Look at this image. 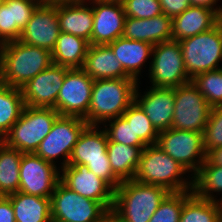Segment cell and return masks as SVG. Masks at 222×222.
I'll return each instance as SVG.
<instances>
[{
  "label": "cell",
  "mask_w": 222,
  "mask_h": 222,
  "mask_svg": "<svg viewBox=\"0 0 222 222\" xmlns=\"http://www.w3.org/2000/svg\"><path fill=\"white\" fill-rule=\"evenodd\" d=\"M16 222H52L51 198L16 192L8 195Z\"/></svg>",
  "instance_id": "obj_26"
},
{
  "label": "cell",
  "mask_w": 222,
  "mask_h": 222,
  "mask_svg": "<svg viewBox=\"0 0 222 222\" xmlns=\"http://www.w3.org/2000/svg\"><path fill=\"white\" fill-rule=\"evenodd\" d=\"M94 79L82 68L68 69L53 107L61 116L85 119L91 101Z\"/></svg>",
  "instance_id": "obj_14"
},
{
  "label": "cell",
  "mask_w": 222,
  "mask_h": 222,
  "mask_svg": "<svg viewBox=\"0 0 222 222\" xmlns=\"http://www.w3.org/2000/svg\"><path fill=\"white\" fill-rule=\"evenodd\" d=\"M191 6H203L215 11L218 15L221 12L222 6H216L219 0H189Z\"/></svg>",
  "instance_id": "obj_41"
},
{
  "label": "cell",
  "mask_w": 222,
  "mask_h": 222,
  "mask_svg": "<svg viewBox=\"0 0 222 222\" xmlns=\"http://www.w3.org/2000/svg\"><path fill=\"white\" fill-rule=\"evenodd\" d=\"M59 168L35 153H23L19 169V192L51 198L60 181Z\"/></svg>",
  "instance_id": "obj_13"
},
{
  "label": "cell",
  "mask_w": 222,
  "mask_h": 222,
  "mask_svg": "<svg viewBox=\"0 0 222 222\" xmlns=\"http://www.w3.org/2000/svg\"><path fill=\"white\" fill-rule=\"evenodd\" d=\"M122 117L127 122H131L134 135L138 136L147 146L157 144L159 132L136 101L127 108Z\"/></svg>",
  "instance_id": "obj_33"
},
{
  "label": "cell",
  "mask_w": 222,
  "mask_h": 222,
  "mask_svg": "<svg viewBox=\"0 0 222 222\" xmlns=\"http://www.w3.org/2000/svg\"><path fill=\"white\" fill-rule=\"evenodd\" d=\"M207 158L213 163L218 166H222V146L217 147L211 150L207 154Z\"/></svg>",
  "instance_id": "obj_42"
},
{
  "label": "cell",
  "mask_w": 222,
  "mask_h": 222,
  "mask_svg": "<svg viewBox=\"0 0 222 222\" xmlns=\"http://www.w3.org/2000/svg\"><path fill=\"white\" fill-rule=\"evenodd\" d=\"M87 2H123V0H86Z\"/></svg>",
  "instance_id": "obj_46"
},
{
  "label": "cell",
  "mask_w": 222,
  "mask_h": 222,
  "mask_svg": "<svg viewBox=\"0 0 222 222\" xmlns=\"http://www.w3.org/2000/svg\"><path fill=\"white\" fill-rule=\"evenodd\" d=\"M184 67L192 79L195 75L221 69L222 26L218 23L212 29L193 37L180 40Z\"/></svg>",
  "instance_id": "obj_7"
},
{
  "label": "cell",
  "mask_w": 222,
  "mask_h": 222,
  "mask_svg": "<svg viewBox=\"0 0 222 222\" xmlns=\"http://www.w3.org/2000/svg\"><path fill=\"white\" fill-rule=\"evenodd\" d=\"M99 222H121L113 212H108Z\"/></svg>",
  "instance_id": "obj_43"
},
{
  "label": "cell",
  "mask_w": 222,
  "mask_h": 222,
  "mask_svg": "<svg viewBox=\"0 0 222 222\" xmlns=\"http://www.w3.org/2000/svg\"><path fill=\"white\" fill-rule=\"evenodd\" d=\"M0 222H16L14 209L8 196H0Z\"/></svg>",
  "instance_id": "obj_40"
},
{
  "label": "cell",
  "mask_w": 222,
  "mask_h": 222,
  "mask_svg": "<svg viewBox=\"0 0 222 222\" xmlns=\"http://www.w3.org/2000/svg\"><path fill=\"white\" fill-rule=\"evenodd\" d=\"M107 122H109V125L104 123L103 126H105L103 129L107 134L108 141L135 147L147 146L138 136L134 135L131 122H127L122 116L113 118Z\"/></svg>",
  "instance_id": "obj_36"
},
{
  "label": "cell",
  "mask_w": 222,
  "mask_h": 222,
  "mask_svg": "<svg viewBox=\"0 0 222 222\" xmlns=\"http://www.w3.org/2000/svg\"><path fill=\"white\" fill-rule=\"evenodd\" d=\"M144 148L108 141L107 154L111 169L121 181L134 179Z\"/></svg>",
  "instance_id": "obj_28"
},
{
  "label": "cell",
  "mask_w": 222,
  "mask_h": 222,
  "mask_svg": "<svg viewBox=\"0 0 222 222\" xmlns=\"http://www.w3.org/2000/svg\"><path fill=\"white\" fill-rule=\"evenodd\" d=\"M192 194V190L170 192L159 204L149 222H179L183 204Z\"/></svg>",
  "instance_id": "obj_35"
},
{
  "label": "cell",
  "mask_w": 222,
  "mask_h": 222,
  "mask_svg": "<svg viewBox=\"0 0 222 222\" xmlns=\"http://www.w3.org/2000/svg\"><path fill=\"white\" fill-rule=\"evenodd\" d=\"M219 23H220L221 26H222V9H221V12H220V14H219Z\"/></svg>",
  "instance_id": "obj_48"
},
{
  "label": "cell",
  "mask_w": 222,
  "mask_h": 222,
  "mask_svg": "<svg viewBox=\"0 0 222 222\" xmlns=\"http://www.w3.org/2000/svg\"><path fill=\"white\" fill-rule=\"evenodd\" d=\"M172 28V18L165 14L148 19L126 17L122 37L154 46L172 40Z\"/></svg>",
  "instance_id": "obj_20"
},
{
  "label": "cell",
  "mask_w": 222,
  "mask_h": 222,
  "mask_svg": "<svg viewBox=\"0 0 222 222\" xmlns=\"http://www.w3.org/2000/svg\"><path fill=\"white\" fill-rule=\"evenodd\" d=\"M174 99L171 128L204 132L212 106L205 100L192 81L175 88Z\"/></svg>",
  "instance_id": "obj_12"
},
{
  "label": "cell",
  "mask_w": 222,
  "mask_h": 222,
  "mask_svg": "<svg viewBox=\"0 0 222 222\" xmlns=\"http://www.w3.org/2000/svg\"><path fill=\"white\" fill-rule=\"evenodd\" d=\"M59 115L54 108L25 106L20 118L1 141L22 153H35Z\"/></svg>",
  "instance_id": "obj_6"
},
{
  "label": "cell",
  "mask_w": 222,
  "mask_h": 222,
  "mask_svg": "<svg viewBox=\"0 0 222 222\" xmlns=\"http://www.w3.org/2000/svg\"><path fill=\"white\" fill-rule=\"evenodd\" d=\"M152 56L149 63L151 87L177 88L191 81L184 67L179 41L170 40L154 45Z\"/></svg>",
  "instance_id": "obj_8"
},
{
  "label": "cell",
  "mask_w": 222,
  "mask_h": 222,
  "mask_svg": "<svg viewBox=\"0 0 222 222\" xmlns=\"http://www.w3.org/2000/svg\"><path fill=\"white\" fill-rule=\"evenodd\" d=\"M161 3L163 14L171 17L172 19L182 12H184L188 7L191 6L189 0H159Z\"/></svg>",
  "instance_id": "obj_39"
},
{
  "label": "cell",
  "mask_w": 222,
  "mask_h": 222,
  "mask_svg": "<svg viewBox=\"0 0 222 222\" xmlns=\"http://www.w3.org/2000/svg\"><path fill=\"white\" fill-rule=\"evenodd\" d=\"M5 2V0H0V5H2Z\"/></svg>",
  "instance_id": "obj_50"
},
{
  "label": "cell",
  "mask_w": 222,
  "mask_h": 222,
  "mask_svg": "<svg viewBox=\"0 0 222 222\" xmlns=\"http://www.w3.org/2000/svg\"><path fill=\"white\" fill-rule=\"evenodd\" d=\"M52 64V54L45 48L27 45L20 40L5 43L2 84L22 88Z\"/></svg>",
  "instance_id": "obj_4"
},
{
  "label": "cell",
  "mask_w": 222,
  "mask_h": 222,
  "mask_svg": "<svg viewBox=\"0 0 222 222\" xmlns=\"http://www.w3.org/2000/svg\"><path fill=\"white\" fill-rule=\"evenodd\" d=\"M83 0H48V5H59V4H69V3H77Z\"/></svg>",
  "instance_id": "obj_44"
},
{
  "label": "cell",
  "mask_w": 222,
  "mask_h": 222,
  "mask_svg": "<svg viewBox=\"0 0 222 222\" xmlns=\"http://www.w3.org/2000/svg\"><path fill=\"white\" fill-rule=\"evenodd\" d=\"M138 82L133 78L94 80L87 117L90 126H99L122 116L135 101Z\"/></svg>",
  "instance_id": "obj_1"
},
{
  "label": "cell",
  "mask_w": 222,
  "mask_h": 222,
  "mask_svg": "<svg viewBox=\"0 0 222 222\" xmlns=\"http://www.w3.org/2000/svg\"><path fill=\"white\" fill-rule=\"evenodd\" d=\"M0 85H2V72H0Z\"/></svg>",
  "instance_id": "obj_49"
},
{
  "label": "cell",
  "mask_w": 222,
  "mask_h": 222,
  "mask_svg": "<svg viewBox=\"0 0 222 222\" xmlns=\"http://www.w3.org/2000/svg\"><path fill=\"white\" fill-rule=\"evenodd\" d=\"M22 152L0 141V196L19 191Z\"/></svg>",
  "instance_id": "obj_29"
},
{
  "label": "cell",
  "mask_w": 222,
  "mask_h": 222,
  "mask_svg": "<svg viewBox=\"0 0 222 222\" xmlns=\"http://www.w3.org/2000/svg\"><path fill=\"white\" fill-rule=\"evenodd\" d=\"M39 4L36 0H5L0 5V42L19 40L22 30Z\"/></svg>",
  "instance_id": "obj_21"
},
{
  "label": "cell",
  "mask_w": 222,
  "mask_h": 222,
  "mask_svg": "<svg viewBox=\"0 0 222 222\" xmlns=\"http://www.w3.org/2000/svg\"><path fill=\"white\" fill-rule=\"evenodd\" d=\"M25 106L21 88L0 85V140L20 118Z\"/></svg>",
  "instance_id": "obj_30"
},
{
  "label": "cell",
  "mask_w": 222,
  "mask_h": 222,
  "mask_svg": "<svg viewBox=\"0 0 222 222\" xmlns=\"http://www.w3.org/2000/svg\"><path fill=\"white\" fill-rule=\"evenodd\" d=\"M69 68L52 64L30 79L22 88L25 105L28 107L53 108Z\"/></svg>",
  "instance_id": "obj_16"
},
{
  "label": "cell",
  "mask_w": 222,
  "mask_h": 222,
  "mask_svg": "<svg viewBox=\"0 0 222 222\" xmlns=\"http://www.w3.org/2000/svg\"><path fill=\"white\" fill-rule=\"evenodd\" d=\"M169 193L161 186L125 180L114 190L112 212L121 222H149Z\"/></svg>",
  "instance_id": "obj_2"
},
{
  "label": "cell",
  "mask_w": 222,
  "mask_h": 222,
  "mask_svg": "<svg viewBox=\"0 0 222 222\" xmlns=\"http://www.w3.org/2000/svg\"><path fill=\"white\" fill-rule=\"evenodd\" d=\"M172 40L180 41L206 32L219 23V15L203 6H190L172 19Z\"/></svg>",
  "instance_id": "obj_22"
},
{
  "label": "cell",
  "mask_w": 222,
  "mask_h": 222,
  "mask_svg": "<svg viewBox=\"0 0 222 222\" xmlns=\"http://www.w3.org/2000/svg\"><path fill=\"white\" fill-rule=\"evenodd\" d=\"M87 126L88 123L83 118L59 115L35 154L54 165H57L55 160L60 156L63 158L60 168L67 166L74 145Z\"/></svg>",
  "instance_id": "obj_9"
},
{
  "label": "cell",
  "mask_w": 222,
  "mask_h": 222,
  "mask_svg": "<svg viewBox=\"0 0 222 222\" xmlns=\"http://www.w3.org/2000/svg\"><path fill=\"white\" fill-rule=\"evenodd\" d=\"M191 81L212 107L222 105V68L197 74Z\"/></svg>",
  "instance_id": "obj_34"
},
{
  "label": "cell",
  "mask_w": 222,
  "mask_h": 222,
  "mask_svg": "<svg viewBox=\"0 0 222 222\" xmlns=\"http://www.w3.org/2000/svg\"><path fill=\"white\" fill-rule=\"evenodd\" d=\"M193 193L203 199L219 201L213 193L222 192V166L213 164L208 158L203 162L197 173L193 176Z\"/></svg>",
  "instance_id": "obj_31"
},
{
  "label": "cell",
  "mask_w": 222,
  "mask_h": 222,
  "mask_svg": "<svg viewBox=\"0 0 222 222\" xmlns=\"http://www.w3.org/2000/svg\"><path fill=\"white\" fill-rule=\"evenodd\" d=\"M60 181L83 197L100 202L109 212L114 205V190L86 165L68 164L60 168Z\"/></svg>",
  "instance_id": "obj_15"
},
{
  "label": "cell",
  "mask_w": 222,
  "mask_h": 222,
  "mask_svg": "<svg viewBox=\"0 0 222 222\" xmlns=\"http://www.w3.org/2000/svg\"><path fill=\"white\" fill-rule=\"evenodd\" d=\"M186 173L189 172L156 144L142 150L134 180L181 192L193 189V177H184Z\"/></svg>",
  "instance_id": "obj_3"
},
{
  "label": "cell",
  "mask_w": 222,
  "mask_h": 222,
  "mask_svg": "<svg viewBox=\"0 0 222 222\" xmlns=\"http://www.w3.org/2000/svg\"><path fill=\"white\" fill-rule=\"evenodd\" d=\"M60 34L57 5L39 4L22 30L19 40L27 45L54 49Z\"/></svg>",
  "instance_id": "obj_17"
},
{
  "label": "cell",
  "mask_w": 222,
  "mask_h": 222,
  "mask_svg": "<svg viewBox=\"0 0 222 222\" xmlns=\"http://www.w3.org/2000/svg\"><path fill=\"white\" fill-rule=\"evenodd\" d=\"M139 83L135 90V101L144 110L158 132L172 126L175 88L151 87L141 96Z\"/></svg>",
  "instance_id": "obj_19"
},
{
  "label": "cell",
  "mask_w": 222,
  "mask_h": 222,
  "mask_svg": "<svg viewBox=\"0 0 222 222\" xmlns=\"http://www.w3.org/2000/svg\"><path fill=\"white\" fill-rule=\"evenodd\" d=\"M108 45L112 48L115 57L121 63L125 72L139 82L142 67L152 57L153 45L123 37L117 38Z\"/></svg>",
  "instance_id": "obj_25"
},
{
  "label": "cell",
  "mask_w": 222,
  "mask_h": 222,
  "mask_svg": "<svg viewBox=\"0 0 222 222\" xmlns=\"http://www.w3.org/2000/svg\"><path fill=\"white\" fill-rule=\"evenodd\" d=\"M108 212L100 202L79 195L61 181L51 196L52 222H99Z\"/></svg>",
  "instance_id": "obj_10"
},
{
  "label": "cell",
  "mask_w": 222,
  "mask_h": 222,
  "mask_svg": "<svg viewBox=\"0 0 222 222\" xmlns=\"http://www.w3.org/2000/svg\"><path fill=\"white\" fill-rule=\"evenodd\" d=\"M100 126L88 125L74 145L68 164H82L113 190L122 182L112 171L107 154L108 137Z\"/></svg>",
  "instance_id": "obj_5"
},
{
  "label": "cell",
  "mask_w": 222,
  "mask_h": 222,
  "mask_svg": "<svg viewBox=\"0 0 222 222\" xmlns=\"http://www.w3.org/2000/svg\"><path fill=\"white\" fill-rule=\"evenodd\" d=\"M126 17L148 19L163 14L159 0H123Z\"/></svg>",
  "instance_id": "obj_38"
},
{
  "label": "cell",
  "mask_w": 222,
  "mask_h": 222,
  "mask_svg": "<svg viewBox=\"0 0 222 222\" xmlns=\"http://www.w3.org/2000/svg\"><path fill=\"white\" fill-rule=\"evenodd\" d=\"M91 44L108 45L122 37L126 14L121 2H92Z\"/></svg>",
  "instance_id": "obj_18"
},
{
  "label": "cell",
  "mask_w": 222,
  "mask_h": 222,
  "mask_svg": "<svg viewBox=\"0 0 222 222\" xmlns=\"http://www.w3.org/2000/svg\"><path fill=\"white\" fill-rule=\"evenodd\" d=\"M203 133L169 128L159 132L157 145L193 177L207 159Z\"/></svg>",
  "instance_id": "obj_11"
},
{
  "label": "cell",
  "mask_w": 222,
  "mask_h": 222,
  "mask_svg": "<svg viewBox=\"0 0 222 222\" xmlns=\"http://www.w3.org/2000/svg\"><path fill=\"white\" fill-rule=\"evenodd\" d=\"M82 69L94 80L131 78L109 45L90 44Z\"/></svg>",
  "instance_id": "obj_24"
},
{
  "label": "cell",
  "mask_w": 222,
  "mask_h": 222,
  "mask_svg": "<svg viewBox=\"0 0 222 222\" xmlns=\"http://www.w3.org/2000/svg\"><path fill=\"white\" fill-rule=\"evenodd\" d=\"M38 1L40 4H45V5H48V0H36Z\"/></svg>",
  "instance_id": "obj_47"
},
{
  "label": "cell",
  "mask_w": 222,
  "mask_h": 222,
  "mask_svg": "<svg viewBox=\"0 0 222 222\" xmlns=\"http://www.w3.org/2000/svg\"><path fill=\"white\" fill-rule=\"evenodd\" d=\"M203 140L206 154L222 146V105L212 107L203 133Z\"/></svg>",
  "instance_id": "obj_37"
},
{
  "label": "cell",
  "mask_w": 222,
  "mask_h": 222,
  "mask_svg": "<svg viewBox=\"0 0 222 222\" xmlns=\"http://www.w3.org/2000/svg\"><path fill=\"white\" fill-rule=\"evenodd\" d=\"M222 203L196 196L194 193L184 202L179 222H220Z\"/></svg>",
  "instance_id": "obj_32"
},
{
  "label": "cell",
  "mask_w": 222,
  "mask_h": 222,
  "mask_svg": "<svg viewBox=\"0 0 222 222\" xmlns=\"http://www.w3.org/2000/svg\"><path fill=\"white\" fill-rule=\"evenodd\" d=\"M90 43L76 35L60 32L51 51L53 64L69 69L82 68Z\"/></svg>",
  "instance_id": "obj_27"
},
{
  "label": "cell",
  "mask_w": 222,
  "mask_h": 222,
  "mask_svg": "<svg viewBox=\"0 0 222 222\" xmlns=\"http://www.w3.org/2000/svg\"><path fill=\"white\" fill-rule=\"evenodd\" d=\"M87 3L91 6L89 7ZM57 17L60 32L76 35L91 44L94 22L92 2L83 0L77 3L59 4Z\"/></svg>",
  "instance_id": "obj_23"
},
{
  "label": "cell",
  "mask_w": 222,
  "mask_h": 222,
  "mask_svg": "<svg viewBox=\"0 0 222 222\" xmlns=\"http://www.w3.org/2000/svg\"><path fill=\"white\" fill-rule=\"evenodd\" d=\"M5 43L0 42V72H3V51Z\"/></svg>",
  "instance_id": "obj_45"
}]
</instances>
